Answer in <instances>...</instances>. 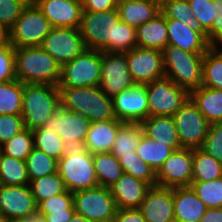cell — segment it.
Wrapping results in <instances>:
<instances>
[{
  "instance_id": "1",
  "label": "cell",
  "mask_w": 222,
  "mask_h": 222,
  "mask_svg": "<svg viewBox=\"0 0 222 222\" xmlns=\"http://www.w3.org/2000/svg\"><path fill=\"white\" fill-rule=\"evenodd\" d=\"M15 75L23 84L58 85L61 65L41 46L14 47Z\"/></svg>"
},
{
  "instance_id": "2",
  "label": "cell",
  "mask_w": 222,
  "mask_h": 222,
  "mask_svg": "<svg viewBox=\"0 0 222 222\" xmlns=\"http://www.w3.org/2000/svg\"><path fill=\"white\" fill-rule=\"evenodd\" d=\"M61 107L78 113L90 122L116 119L113 100L99 86L58 87Z\"/></svg>"
},
{
  "instance_id": "3",
  "label": "cell",
  "mask_w": 222,
  "mask_h": 222,
  "mask_svg": "<svg viewBox=\"0 0 222 222\" xmlns=\"http://www.w3.org/2000/svg\"><path fill=\"white\" fill-rule=\"evenodd\" d=\"M60 107L58 85L24 84L21 117L25 128H41Z\"/></svg>"
},
{
  "instance_id": "4",
  "label": "cell",
  "mask_w": 222,
  "mask_h": 222,
  "mask_svg": "<svg viewBox=\"0 0 222 222\" xmlns=\"http://www.w3.org/2000/svg\"><path fill=\"white\" fill-rule=\"evenodd\" d=\"M165 77L188 92L202 86L204 53H191L173 45L163 50Z\"/></svg>"
},
{
  "instance_id": "5",
  "label": "cell",
  "mask_w": 222,
  "mask_h": 222,
  "mask_svg": "<svg viewBox=\"0 0 222 222\" xmlns=\"http://www.w3.org/2000/svg\"><path fill=\"white\" fill-rule=\"evenodd\" d=\"M119 21L117 9L101 12L83 11L79 30L86 48L114 52L116 25Z\"/></svg>"
},
{
  "instance_id": "6",
  "label": "cell",
  "mask_w": 222,
  "mask_h": 222,
  "mask_svg": "<svg viewBox=\"0 0 222 222\" xmlns=\"http://www.w3.org/2000/svg\"><path fill=\"white\" fill-rule=\"evenodd\" d=\"M57 172L64 181L68 191L99 186L94 170L93 154L82 147L79 150L67 151L58 161Z\"/></svg>"
},
{
  "instance_id": "7",
  "label": "cell",
  "mask_w": 222,
  "mask_h": 222,
  "mask_svg": "<svg viewBox=\"0 0 222 222\" xmlns=\"http://www.w3.org/2000/svg\"><path fill=\"white\" fill-rule=\"evenodd\" d=\"M52 26L31 0L8 30V42L14 47L41 46Z\"/></svg>"
},
{
  "instance_id": "8",
  "label": "cell",
  "mask_w": 222,
  "mask_h": 222,
  "mask_svg": "<svg viewBox=\"0 0 222 222\" xmlns=\"http://www.w3.org/2000/svg\"><path fill=\"white\" fill-rule=\"evenodd\" d=\"M101 51L86 49L81 55L61 66L58 87L99 86Z\"/></svg>"
},
{
  "instance_id": "9",
  "label": "cell",
  "mask_w": 222,
  "mask_h": 222,
  "mask_svg": "<svg viewBox=\"0 0 222 222\" xmlns=\"http://www.w3.org/2000/svg\"><path fill=\"white\" fill-rule=\"evenodd\" d=\"M148 117L173 116L189 99V92L164 77L146 84Z\"/></svg>"
},
{
  "instance_id": "10",
  "label": "cell",
  "mask_w": 222,
  "mask_h": 222,
  "mask_svg": "<svg viewBox=\"0 0 222 222\" xmlns=\"http://www.w3.org/2000/svg\"><path fill=\"white\" fill-rule=\"evenodd\" d=\"M91 122L84 116L60 107L41 126L42 130L55 132L65 142L67 151L79 150L86 139Z\"/></svg>"
},
{
  "instance_id": "11",
  "label": "cell",
  "mask_w": 222,
  "mask_h": 222,
  "mask_svg": "<svg viewBox=\"0 0 222 222\" xmlns=\"http://www.w3.org/2000/svg\"><path fill=\"white\" fill-rule=\"evenodd\" d=\"M181 148H201L207 136L209 123L189 98L173 115Z\"/></svg>"
},
{
  "instance_id": "12",
  "label": "cell",
  "mask_w": 222,
  "mask_h": 222,
  "mask_svg": "<svg viewBox=\"0 0 222 222\" xmlns=\"http://www.w3.org/2000/svg\"><path fill=\"white\" fill-rule=\"evenodd\" d=\"M74 211L92 222L114 218L117 207L109 187L97 186L73 193Z\"/></svg>"
},
{
  "instance_id": "13",
  "label": "cell",
  "mask_w": 222,
  "mask_h": 222,
  "mask_svg": "<svg viewBox=\"0 0 222 222\" xmlns=\"http://www.w3.org/2000/svg\"><path fill=\"white\" fill-rule=\"evenodd\" d=\"M100 70L99 87L108 97L113 98L135 84L128 71L126 52H101Z\"/></svg>"
},
{
  "instance_id": "14",
  "label": "cell",
  "mask_w": 222,
  "mask_h": 222,
  "mask_svg": "<svg viewBox=\"0 0 222 222\" xmlns=\"http://www.w3.org/2000/svg\"><path fill=\"white\" fill-rule=\"evenodd\" d=\"M41 47L61 66L87 49L79 28L66 27H52Z\"/></svg>"
},
{
  "instance_id": "15",
  "label": "cell",
  "mask_w": 222,
  "mask_h": 222,
  "mask_svg": "<svg viewBox=\"0 0 222 222\" xmlns=\"http://www.w3.org/2000/svg\"><path fill=\"white\" fill-rule=\"evenodd\" d=\"M126 59L135 84H147L165 77L161 50L135 47L126 52Z\"/></svg>"
},
{
  "instance_id": "16",
  "label": "cell",
  "mask_w": 222,
  "mask_h": 222,
  "mask_svg": "<svg viewBox=\"0 0 222 222\" xmlns=\"http://www.w3.org/2000/svg\"><path fill=\"white\" fill-rule=\"evenodd\" d=\"M193 175V149L174 150L156 172V185L160 187L190 186Z\"/></svg>"
},
{
  "instance_id": "17",
  "label": "cell",
  "mask_w": 222,
  "mask_h": 222,
  "mask_svg": "<svg viewBox=\"0 0 222 222\" xmlns=\"http://www.w3.org/2000/svg\"><path fill=\"white\" fill-rule=\"evenodd\" d=\"M116 119L141 124L148 118L146 84H134L112 98Z\"/></svg>"
},
{
  "instance_id": "18",
  "label": "cell",
  "mask_w": 222,
  "mask_h": 222,
  "mask_svg": "<svg viewBox=\"0 0 222 222\" xmlns=\"http://www.w3.org/2000/svg\"><path fill=\"white\" fill-rule=\"evenodd\" d=\"M37 212L29 185L0 184V214L9 220L27 218Z\"/></svg>"
},
{
  "instance_id": "19",
  "label": "cell",
  "mask_w": 222,
  "mask_h": 222,
  "mask_svg": "<svg viewBox=\"0 0 222 222\" xmlns=\"http://www.w3.org/2000/svg\"><path fill=\"white\" fill-rule=\"evenodd\" d=\"M52 27L79 28L82 19L81 0H32Z\"/></svg>"
},
{
  "instance_id": "20",
  "label": "cell",
  "mask_w": 222,
  "mask_h": 222,
  "mask_svg": "<svg viewBox=\"0 0 222 222\" xmlns=\"http://www.w3.org/2000/svg\"><path fill=\"white\" fill-rule=\"evenodd\" d=\"M138 209L147 222H175L173 188L151 186Z\"/></svg>"
},
{
  "instance_id": "21",
  "label": "cell",
  "mask_w": 222,
  "mask_h": 222,
  "mask_svg": "<svg viewBox=\"0 0 222 222\" xmlns=\"http://www.w3.org/2000/svg\"><path fill=\"white\" fill-rule=\"evenodd\" d=\"M151 186L130 174L123 173L122 177L109 186L117 209L139 208Z\"/></svg>"
},
{
  "instance_id": "22",
  "label": "cell",
  "mask_w": 222,
  "mask_h": 222,
  "mask_svg": "<svg viewBox=\"0 0 222 222\" xmlns=\"http://www.w3.org/2000/svg\"><path fill=\"white\" fill-rule=\"evenodd\" d=\"M168 45L176 46L191 53H205L211 45L200 33L192 31L180 20L166 18Z\"/></svg>"
},
{
  "instance_id": "23",
  "label": "cell",
  "mask_w": 222,
  "mask_h": 222,
  "mask_svg": "<svg viewBox=\"0 0 222 222\" xmlns=\"http://www.w3.org/2000/svg\"><path fill=\"white\" fill-rule=\"evenodd\" d=\"M207 209L191 186L173 188L175 222H200Z\"/></svg>"
},
{
  "instance_id": "24",
  "label": "cell",
  "mask_w": 222,
  "mask_h": 222,
  "mask_svg": "<svg viewBox=\"0 0 222 222\" xmlns=\"http://www.w3.org/2000/svg\"><path fill=\"white\" fill-rule=\"evenodd\" d=\"M122 124L118 119L91 122L82 148L91 154L110 152Z\"/></svg>"
},
{
  "instance_id": "25",
  "label": "cell",
  "mask_w": 222,
  "mask_h": 222,
  "mask_svg": "<svg viewBox=\"0 0 222 222\" xmlns=\"http://www.w3.org/2000/svg\"><path fill=\"white\" fill-rule=\"evenodd\" d=\"M120 20L137 29L160 13V2L153 0H118Z\"/></svg>"
},
{
  "instance_id": "26",
  "label": "cell",
  "mask_w": 222,
  "mask_h": 222,
  "mask_svg": "<svg viewBox=\"0 0 222 222\" xmlns=\"http://www.w3.org/2000/svg\"><path fill=\"white\" fill-rule=\"evenodd\" d=\"M140 125L143 133L157 143L168 145L174 150L181 148L173 116H150Z\"/></svg>"
},
{
  "instance_id": "27",
  "label": "cell",
  "mask_w": 222,
  "mask_h": 222,
  "mask_svg": "<svg viewBox=\"0 0 222 222\" xmlns=\"http://www.w3.org/2000/svg\"><path fill=\"white\" fill-rule=\"evenodd\" d=\"M137 47L163 50L168 45L166 17L160 12L136 29Z\"/></svg>"
},
{
  "instance_id": "28",
  "label": "cell",
  "mask_w": 222,
  "mask_h": 222,
  "mask_svg": "<svg viewBox=\"0 0 222 222\" xmlns=\"http://www.w3.org/2000/svg\"><path fill=\"white\" fill-rule=\"evenodd\" d=\"M189 98L209 124L222 122V90L201 86L189 92Z\"/></svg>"
},
{
  "instance_id": "29",
  "label": "cell",
  "mask_w": 222,
  "mask_h": 222,
  "mask_svg": "<svg viewBox=\"0 0 222 222\" xmlns=\"http://www.w3.org/2000/svg\"><path fill=\"white\" fill-rule=\"evenodd\" d=\"M173 152V148L162 143H157L144 133L136 149V154L139 158L146 162L155 172L159 170Z\"/></svg>"
},
{
  "instance_id": "30",
  "label": "cell",
  "mask_w": 222,
  "mask_h": 222,
  "mask_svg": "<svg viewBox=\"0 0 222 222\" xmlns=\"http://www.w3.org/2000/svg\"><path fill=\"white\" fill-rule=\"evenodd\" d=\"M143 128L137 123H123L116 134L114 144L110 150L118 160L125 155L136 152Z\"/></svg>"
},
{
  "instance_id": "31",
  "label": "cell",
  "mask_w": 222,
  "mask_h": 222,
  "mask_svg": "<svg viewBox=\"0 0 222 222\" xmlns=\"http://www.w3.org/2000/svg\"><path fill=\"white\" fill-rule=\"evenodd\" d=\"M93 164L99 186L109 187L124 173L119 160L110 152L94 153Z\"/></svg>"
},
{
  "instance_id": "32",
  "label": "cell",
  "mask_w": 222,
  "mask_h": 222,
  "mask_svg": "<svg viewBox=\"0 0 222 222\" xmlns=\"http://www.w3.org/2000/svg\"><path fill=\"white\" fill-rule=\"evenodd\" d=\"M202 86L222 90V47L211 46L203 56Z\"/></svg>"
},
{
  "instance_id": "33",
  "label": "cell",
  "mask_w": 222,
  "mask_h": 222,
  "mask_svg": "<svg viewBox=\"0 0 222 222\" xmlns=\"http://www.w3.org/2000/svg\"><path fill=\"white\" fill-rule=\"evenodd\" d=\"M160 12L166 18L177 19L188 25L192 31L200 32L207 39V32L195 20L188 0H162Z\"/></svg>"
},
{
  "instance_id": "34",
  "label": "cell",
  "mask_w": 222,
  "mask_h": 222,
  "mask_svg": "<svg viewBox=\"0 0 222 222\" xmlns=\"http://www.w3.org/2000/svg\"><path fill=\"white\" fill-rule=\"evenodd\" d=\"M222 178V163L201 148L193 149L192 182H203Z\"/></svg>"
},
{
  "instance_id": "35",
  "label": "cell",
  "mask_w": 222,
  "mask_h": 222,
  "mask_svg": "<svg viewBox=\"0 0 222 222\" xmlns=\"http://www.w3.org/2000/svg\"><path fill=\"white\" fill-rule=\"evenodd\" d=\"M23 90L17 79L0 83V115H21Z\"/></svg>"
},
{
  "instance_id": "36",
  "label": "cell",
  "mask_w": 222,
  "mask_h": 222,
  "mask_svg": "<svg viewBox=\"0 0 222 222\" xmlns=\"http://www.w3.org/2000/svg\"><path fill=\"white\" fill-rule=\"evenodd\" d=\"M26 161L15 159L0 152V184L29 185Z\"/></svg>"
},
{
  "instance_id": "37",
  "label": "cell",
  "mask_w": 222,
  "mask_h": 222,
  "mask_svg": "<svg viewBox=\"0 0 222 222\" xmlns=\"http://www.w3.org/2000/svg\"><path fill=\"white\" fill-rule=\"evenodd\" d=\"M29 186L37 205L41 201L46 200L49 197L67 191L64 181L62 180L58 172L31 180Z\"/></svg>"
},
{
  "instance_id": "38",
  "label": "cell",
  "mask_w": 222,
  "mask_h": 222,
  "mask_svg": "<svg viewBox=\"0 0 222 222\" xmlns=\"http://www.w3.org/2000/svg\"><path fill=\"white\" fill-rule=\"evenodd\" d=\"M34 148L43 151L46 155L59 161L67 152L65 142L52 130L45 131L41 128L32 130Z\"/></svg>"
},
{
  "instance_id": "39",
  "label": "cell",
  "mask_w": 222,
  "mask_h": 222,
  "mask_svg": "<svg viewBox=\"0 0 222 222\" xmlns=\"http://www.w3.org/2000/svg\"><path fill=\"white\" fill-rule=\"evenodd\" d=\"M34 149L32 130L24 128L0 146V152L7 156L26 161L28 155Z\"/></svg>"
},
{
  "instance_id": "40",
  "label": "cell",
  "mask_w": 222,
  "mask_h": 222,
  "mask_svg": "<svg viewBox=\"0 0 222 222\" xmlns=\"http://www.w3.org/2000/svg\"><path fill=\"white\" fill-rule=\"evenodd\" d=\"M29 180L41 178L57 172L58 161L43 151L34 148L26 159Z\"/></svg>"
},
{
  "instance_id": "41",
  "label": "cell",
  "mask_w": 222,
  "mask_h": 222,
  "mask_svg": "<svg viewBox=\"0 0 222 222\" xmlns=\"http://www.w3.org/2000/svg\"><path fill=\"white\" fill-rule=\"evenodd\" d=\"M119 163L124 173L145 181L150 186H156V172L136 152L123 156Z\"/></svg>"
},
{
  "instance_id": "42",
  "label": "cell",
  "mask_w": 222,
  "mask_h": 222,
  "mask_svg": "<svg viewBox=\"0 0 222 222\" xmlns=\"http://www.w3.org/2000/svg\"><path fill=\"white\" fill-rule=\"evenodd\" d=\"M190 186L207 208L222 207V178L203 182H192Z\"/></svg>"
},
{
  "instance_id": "43",
  "label": "cell",
  "mask_w": 222,
  "mask_h": 222,
  "mask_svg": "<svg viewBox=\"0 0 222 222\" xmlns=\"http://www.w3.org/2000/svg\"><path fill=\"white\" fill-rule=\"evenodd\" d=\"M30 1L31 0H0V26L8 31Z\"/></svg>"
},
{
  "instance_id": "44",
  "label": "cell",
  "mask_w": 222,
  "mask_h": 222,
  "mask_svg": "<svg viewBox=\"0 0 222 222\" xmlns=\"http://www.w3.org/2000/svg\"><path fill=\"white\" fill-rule=\"evenodd\" d=\"M137 47L136 29L123 21L116 25L114 52L124 53Z\"/></svg>"
},
{
  "instance_id": "45",
  "label": "cell",
  "mask_w": 222,
  "mask_h": 222,
  "mask_svg": "<svg viewBox=\"0 0 222 222\" xmlns=\"http://www.w3.org/2000/svg\"><path fill=\"white\" fill-rule=\"evenodd\" d=\"M201 149L222 163V122L209 125Z\"/></svg>"
},
{
  "instance_id": "46",
  "label": "cell",
  "mask_w": 222,
  "mask_h": 222,
  "mask_svg": "<svg viewBox=\"0 0 222 222\" xmlns=\"http://www.w3.org/2000/svg\"><path fill=\"white\" fill-rule=\"evenodd\" d=\"M65 209H74L73 193L68 190L49 197L37 205V212L40 214H49L50 212L64 211Z\"/></svg>"
},
{
  "instance_id": "47",
  "label": "cell",
  "mask_w": 222,
  "mask_h": 222,
  "mask_svg": "<svg viewBox=\"0 0 222 222\" xmlns=\"http://www.w3.org/2000/svg\"><path fill=\"white\" fill-rule=\"evenodd\" d=\"M16 79L14 46L7 42L0 47V83Z\"/></svg>"
},
{
  "instance_id": "48",
  "label": "cell",
  "mask_w": 222,
  "mask_h": 222,
  "mask_svg": "<svg viewBox=\"0 0 222 222\" xmlns=\"http://www.w3.org/2000/svg\"><path fill=\"white\" fill-rule=\"evenodd\" d=\"M192 13L202 28L208 32L211 29L213 21L212 0H188Z\"/></svg>"
},
{
  "instance_id": "49",
  "label": "cell",
  "mask_w": 222,
  "mask_h": 222,
  "mask_svg": "<svg viewBox=\"0 0 222 222\" xmlns=\"http://www.w3.org/2000/svg\"><path fill=\"white\" fill-rule=\"evenodd\" d=\"M24 128L21 115H0V146Z\"/></svg>"
},
{
  "instance_id": "50",
  "label": "cell",
  "mask_w": 222,
  "mask_h": 222,
  "mask_svg": "<svg viewBox=\"0 0 222 222\" xmlns=\"http://www.w3.org/2000/svg\"><path fill=\"white\" fill-rule=\"evenodd\" d=\"M213 21L207 32V40L211 46L222 45V0H212Z\"/></svg>"
},
{
  "instance_id": "51",
  "label": "cell",
  "mask_w": 222,
  "mask_h": 222,
  "mask_svg": "<svg viewBox=\"0 0 222 222\" xmlns=\"http://www.w3.org/2000/svg\"><path fill=\"white\" fill-rule=\"evenodd\" d=\"M83 11L101 12L117 9L118 0H81Z\"/></svg>"
},
{
  "instance_id": "52",
  "label": "cell",
  "mask_w": 222,
  "mask_h": 222,
  "mask_svg": "<svg viewBox=\"0 0 222 222\" xmlns=\"http://www.w3.org/2000/svg\"><path fill=\"white\" fill-rule=\"evenodd\" d=\"M114 219L116 222H147L138 208L117 209Z\"/></svg>"
},
{
  "instance_id": "53",
  "label": "cell",
  "mask_w": 222,
  "mask_h": 222,
  "mask_svg": "<svg viewBox=\"0 0 222 222\" xmlns=\"http://www.w3.org/2000/svg\"><path fill=\"white\" fill-rule=\"evenodd\" d=\"M74 209H65L64 211L50 212L49 214H41L44 222H68L74 215Z\"/></svg>"
},
{
  "instance_id": "54",
  "label": "cell",
  "mask_w": 222,
  "mask_h": 222,
  "mask_svg": "<svg viewBox=\"0 0 222 222\" xmlns=\"http://www.w3.org/2000/svg\"><path fill=\"white\" fill-rule=\"evenodd\" d=\"M200 222H222V207L208 208Z\"/></svg>"
},
{
  "instance_id": "55",
  "label": "cell",
  "mask_w": 222,
  "mask_h": 222,
  "mask_svg": "<svg viewBox=\"0 0 222 222\" xmlns=\"http://www.w3.org/2000/svg\"><path fill=\"white\" fill-rule=\"evenodd\" d=\"M10 222H44V217L36 212L27 218L13 219Z\"/></svg>"
},
{
  "instance_id": "56",
  "label": "cell",
  "mask_w": 222,
  "mask_h": 222,
  "mask_svg": "<svg viewBox=\"0 0 222 222\" xmlns=\"http://www.w3.org/2000/svg\"><path fill=\"white\" fill-rule=\"evenodd\" d=\"M8 42V31L0 26V47L5 45Z\"/></svg>"
},
{
  "instance_id": "57",
  "label": "cell",
  "mask_w": 222,
  "mask_h": 222,
  "mask_svg": "<svg viewBox=\"0 0 222 222\" xmlns=\"http://www.w3.org/2000/svg\"><path fill=\"white\" fill-rule=\"evenodd\" d=\"M68 222H92V221L75 212L72 218Z\"/></svg>"
},
{
  "instance_id": "58",
  "label": "cell",
  "mask_w": 222,
  "mask_h": 222,
  "mask_svg": "<svg viewBox=\"0 0 222 222\" xmlns=\"http://www.w3.org/2000/svg\"><path fill=\"white\" fill-rule=\"evenodd\" d=\"M11 220H9L7 217L3 216L2 214H0V222H10Z\"/></svg>"
},
{
  "instance_id": "59",
  "label": "cell",
  "mask_w": 222,
  "mask_h": 222,
  "mask_svg": "<svg viewBox=\"0 0 222 222\" xmlns=\"http://www.w3.org/2000/svg\"><path fill=\"white\" fill-rule=\"evenodd\" d=\"M95 222H116L114 218L108 219V220H101V221H95Z\"/></svg>"
}]
</instances>
